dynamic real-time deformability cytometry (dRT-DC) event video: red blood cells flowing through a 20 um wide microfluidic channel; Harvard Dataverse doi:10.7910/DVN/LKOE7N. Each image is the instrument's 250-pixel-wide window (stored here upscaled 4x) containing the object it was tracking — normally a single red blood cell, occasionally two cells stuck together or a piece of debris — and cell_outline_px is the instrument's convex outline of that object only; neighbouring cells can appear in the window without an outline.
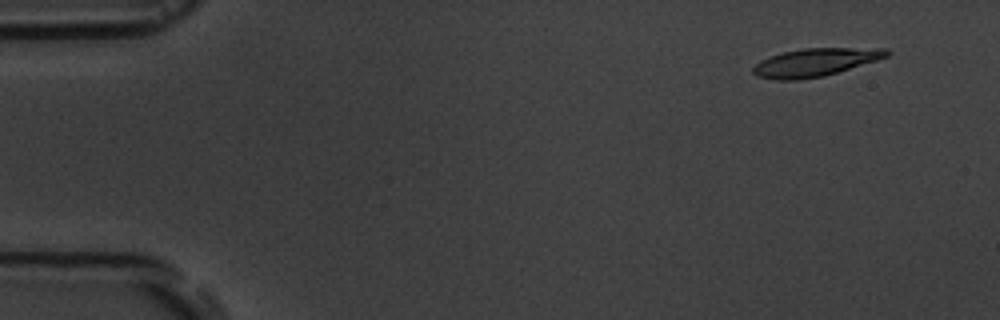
{"species": "common noctule bat (a hibernating species)", "species_latin": "Nyctalus noctula", "temperature_condition": "room temperature", "stored_images_in_passage": 7, "camera_frame_rate_fps": 3000, "um_per_image_px": 0.085, "animal": {"sex": "male", "body_mass_g": 19.5, "forearm_length_mm": 54.6}, "frame": {"image": 1, "passage_image": 2, "time_ms": 1.0, "image_size_px": [1000, 320], "cell_outline_px": [[892, 52], [888, 56], [876, 60], [824, 76], [796, 80], [776, 80], [756, 76], [752, 72], [752, 68], [760, 60], [784, 52], [804, 48], [888, 48]], "centroid_in_image_um": [69.29, 5.3], "position_along_channel_um": 15.7, "area_um2": 21.68}}
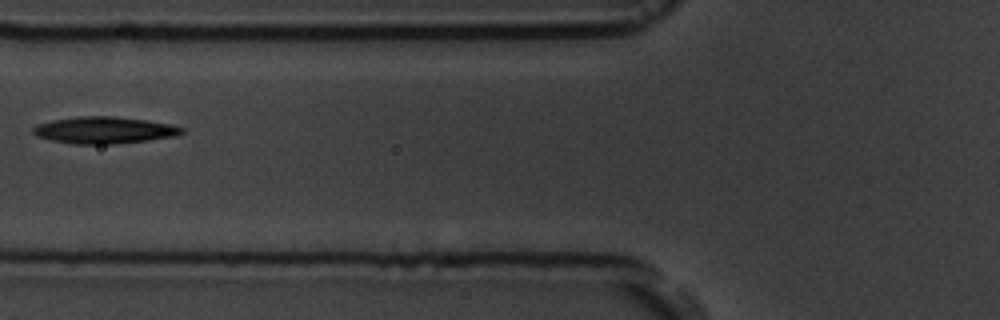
{"frame": {"image": 2, "passage_image": 6, "time_ms": 6.667, "image_size_px": [1000, 320], "cell_outline_px": [[184, 132], [180, 136], [116, 144], [76, 144], [52, 140], [36, 136], [32, 132], [32, 128], [36, 124], [52, 120], [76, 116], [112, 116], [144, 120], [172, 124], [184, 128]], "centroid_in_image_um": [8.87, 11.06], "position_along_channel_um": 116.9, "area_um2": 23.41}}
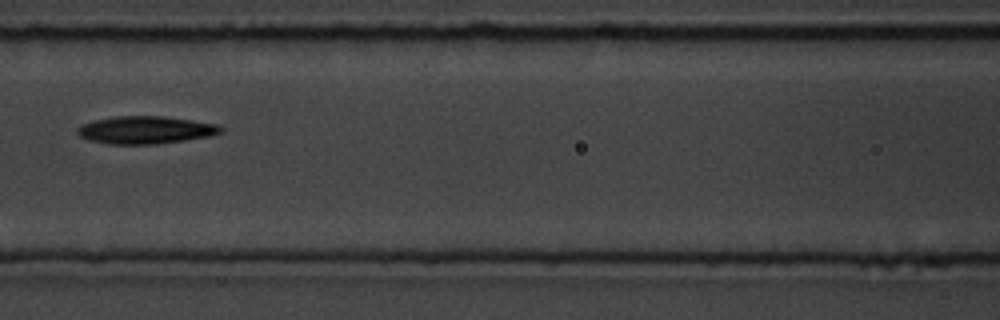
{"frame": {"image": 3, "passage_image": 7, "time_ms": 7.667, "image_size_px": [1000, 320], "cell_outline_px": [[224, 132], [208, 136], [184, 140], [156, 144], [108, 144], [92, 140], [80, 136], [76, 132], [76, 128], [80, 124], [96, 120], [116, 116], [164, 116], [192, 120], [216, 124], [224, 128]], "centroid_in_image_um": [12.37, 11.04], "position_along_channel_um": 154.2, "area_um2": 23.0}}